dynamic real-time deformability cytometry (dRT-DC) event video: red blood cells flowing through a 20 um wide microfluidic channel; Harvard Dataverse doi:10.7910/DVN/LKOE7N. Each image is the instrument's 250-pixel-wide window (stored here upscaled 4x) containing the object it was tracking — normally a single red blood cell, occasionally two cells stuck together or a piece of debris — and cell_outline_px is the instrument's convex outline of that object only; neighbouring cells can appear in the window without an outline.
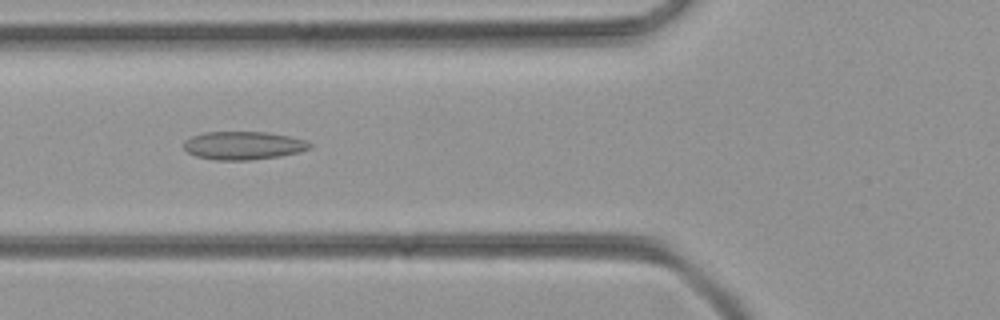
{"species": "common noctule bat (a hibernating species)", "species_latin": "Nyctalus noctula", "temperature_condition": "room temperature", "stored_images_in_passage": 36, "camera_frame_rate_fps": 3000, "um_per_image_px": 0.085, "animal": {"sex": "female", "body_mass_g": 21.9}, "frame": {"image": 1, "passage_image": 5, "time_ms": 1.333, "image_size_px": [1000, 320], "cell_outline_px": [[312, 148], [300, 152], [280, 156], [248, 160], [216, 160], [196, 156], [188, 152], [184, 148], [184, 140], [192, 136], [204, 132], [268, 132], [308, 140], [312, 144]], "centroid_in_image_um": [20.72, 12.36], "position_along_channel_um": 105.1, "area_um2": 20.81}}
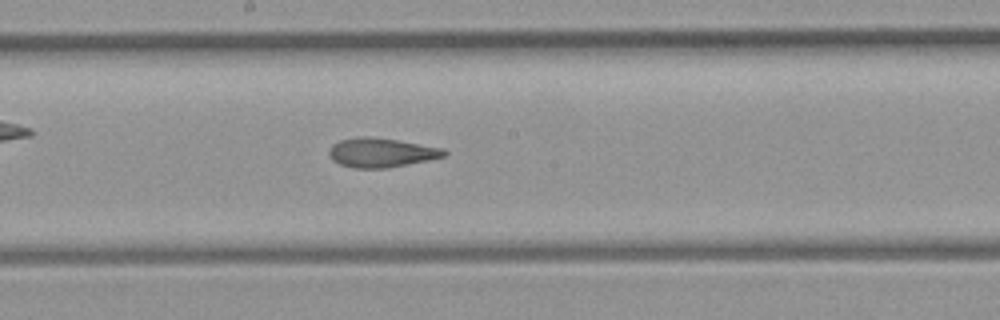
{"frame": {"image": 2, "passage_image": 13, "time_ms": 4.0, "image_size_px": [1000, 320], "cell_outline_px": [[448, 152], [444, 156], [428, 160], [388, 168], [352, 168], [340, 164], [332, 160], [328, 156], [328, 148], [332, 144], [340, 140], [356, 136], [364, 136], [396, 140], [444, 148]], "centroid_in_image_um": [32.35, 12.97], "position_along_channel_um": 215.8, "area_um2": 19.71}}
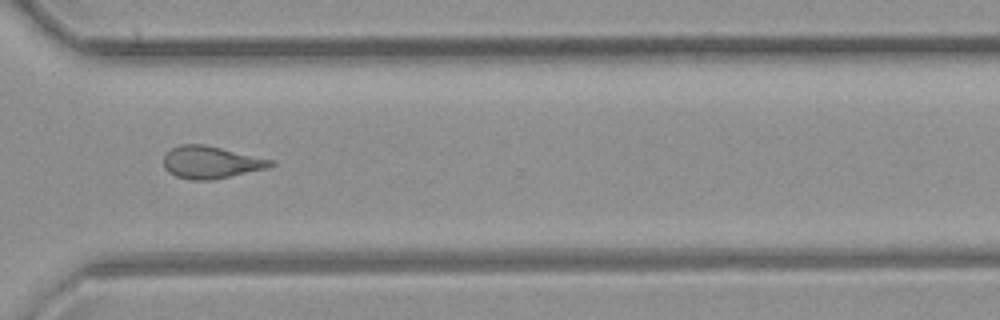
{"frame": {"image": 3, "passage_image": 23, "time_ms": 7.333, "image_size_px": [1000, 320], "cell_outline_px": [[276, 164], [268, 168], [212, 180], [192, 180], [176, 176], [168, 172], [164, 168], [164, 152], [180, 144], [204, 144], [276, 160]], "centroid_in_image_um": [17.94, 13.79], "position_along_channel_um": 352.7, "area_um2": 20.4}}